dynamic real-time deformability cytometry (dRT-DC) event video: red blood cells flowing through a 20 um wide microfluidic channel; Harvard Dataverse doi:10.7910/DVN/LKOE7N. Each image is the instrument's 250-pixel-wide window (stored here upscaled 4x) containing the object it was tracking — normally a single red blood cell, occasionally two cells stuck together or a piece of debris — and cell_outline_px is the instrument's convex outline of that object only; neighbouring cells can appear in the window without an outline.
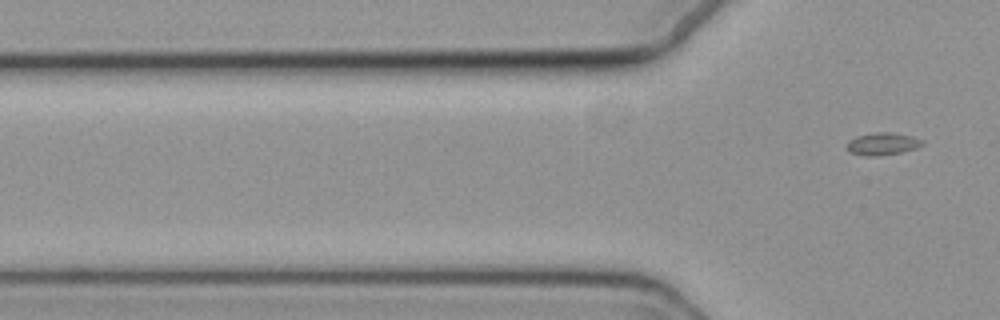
{"species": "common noctule bat (a hibernating species)", "species_latin": "Nyctalus noctula", "temperature_condition": "cold", "stored_images_in_passage": 3, "camera_frame_rate_fps": 3000, "um_per_image_px": 0.085, "animal": {"sex": "female", "body_mass_g": 19.3, "forearm_length_mm": 54.1}, "frame": {"image": 1, "passage_image": 2, "time_ms": 0.333, "image_size_px": [1000, 320], "cell_outline_px": [[676, 292], [520, 272], [528, 268], [556, 264], [604, 264], [652, 276], [672, 284], [676, 288]], "centroid_in_image_um": [51.22, 23.41], "position_along_channel_um": 74.6, "area_um2": 14.51}}